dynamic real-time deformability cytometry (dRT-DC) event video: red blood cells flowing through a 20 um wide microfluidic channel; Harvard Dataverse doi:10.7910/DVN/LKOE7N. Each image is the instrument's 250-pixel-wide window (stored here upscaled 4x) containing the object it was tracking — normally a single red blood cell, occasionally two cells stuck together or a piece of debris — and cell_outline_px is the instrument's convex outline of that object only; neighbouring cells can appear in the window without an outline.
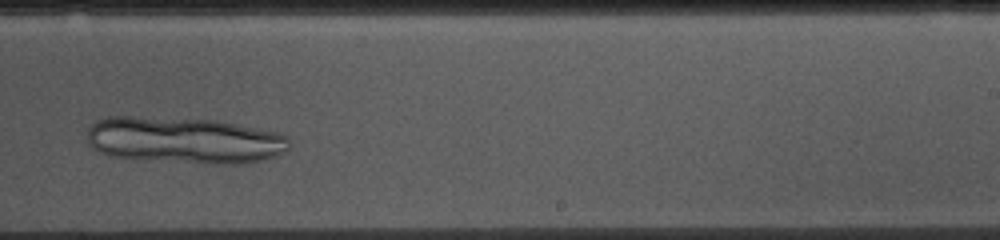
{"species": "common noctule bat (a hibernating species)", "species_latin": "Nyctalus noctula", "temperature_condition": "cold", "stored_images_in_passage": 38, "camera_frame_rate_fps": 3000, "um_per_image_px": 0.085, "animal": {"sex": "female", "body_mass_g": 10.0, "forearm_length_mm": 53.1}, "frame": {"image": 1, "passage_image": 27, "time_ms": 8.667, "image_size_px": [1000, 240], "cell_outline_px": [[288, 148], [276, 156], [244, 164], [208, 164], [108, 156], [96, 152], [88, 144], [88, 128], [96, 120], [108, 116], [132, 116], [216, 120], [280, 132], [288, 136]], "centroid_in_image_um": [15.64, 11.92], "position_along_channel_um": 273.4, "area_um2": 55.2}}
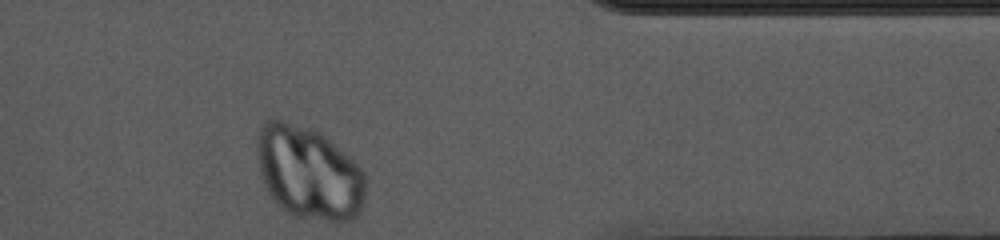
{"frame": {"image": 2, "passage_image": 38, "time_ms": 12.333, "image_size_px": [1000, 240], "cell_outline_px": [[364, 204], [360, 212], [352, 220], [324, 220], [296, 216], [284, 212], [276, 204], [268, 192], [264, 184], [260, 172], [256, 152], [256, 132], [264, 120], [284, 120], [320, 132], [348, 156], [364, 172]], "centroid_in_image_um": [26.2, 14.68], "position_along_channel_um": 385.2, "area_um2": 58.9}}